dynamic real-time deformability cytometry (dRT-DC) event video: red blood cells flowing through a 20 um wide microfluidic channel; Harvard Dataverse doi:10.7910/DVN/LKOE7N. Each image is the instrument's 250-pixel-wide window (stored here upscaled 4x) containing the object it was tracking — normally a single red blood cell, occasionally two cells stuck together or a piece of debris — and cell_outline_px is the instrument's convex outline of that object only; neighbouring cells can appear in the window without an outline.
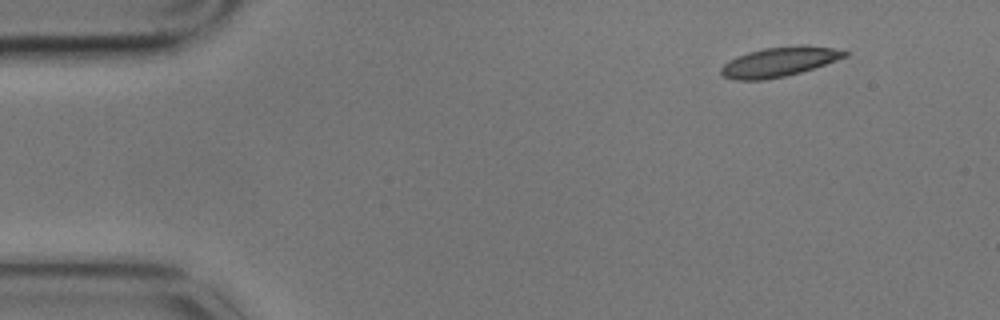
{"species": "common noctule bat (a hibernating species)", "species_latin": "Nyctalus noctula", "temperature_condition": "cold", "stored_images_in_passage": 3, "camera_frame_rate_fps": 3000, "um_per_image_px": 0.085, "animal": {"sex": "male", "body_mass_g": 17.9}, "frame": {"image": 1, "passage_image": 1, "time_ms": 0.0, "image_size_px": [1000, 320], "cell_outline_px": [[848, 56], [800, 72], [784, 76], [764, 80], [736, 80], [720, 76], [720, 68], [724, 64], [736, 56], [748, 52], [764, 48], [800, 44], [804, 44], [832, 48], [848, 52]], "centroid_in_image_um": [66.19, 5.25], "position_along_channel_um": 18.8, "area_um2": 21.33}}
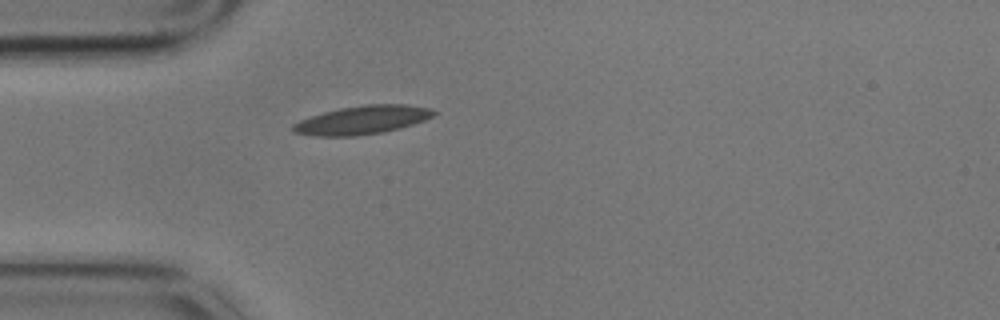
{"frame": {"image": 2, "passage_image": 3, "time_ms": 0.667, "image_size_px": [1000, 320], "cell_outline_px": [[436, 112], [432, 116], [424, 120], [400, 128], [384, 132], [356, 136], [316, 136], [292, 132], [292, 124], [300, 120], [324, 112], [340, 108], [364, 104], [408, 104], [432, 108]], "centroid_in_image_um": [30.8, 10.19], "position_along_channel_um": 54.2, "area_um2": 23.41}}